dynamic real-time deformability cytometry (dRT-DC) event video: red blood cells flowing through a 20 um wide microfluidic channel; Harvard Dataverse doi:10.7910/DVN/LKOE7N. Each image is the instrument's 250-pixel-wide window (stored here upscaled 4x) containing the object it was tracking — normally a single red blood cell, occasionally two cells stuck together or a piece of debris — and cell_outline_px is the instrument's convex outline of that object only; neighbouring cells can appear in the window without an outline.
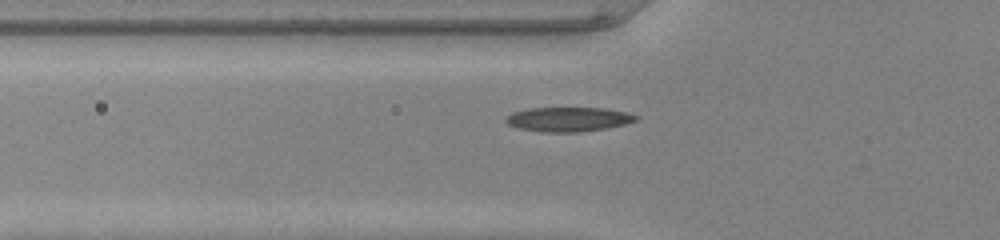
{"species": "common noctule bat (a hibernating species)", "species_latin": "Nyctalus noctula", "temperature_condition": "warm", "stored_images_in_passage": 37, "camera_frame_rate_fps": 3000, "um_per_image_px": 0.085, "animal": {"sex": "male", "body_mass_g": 20.0, "forearm_length_mm": 53.3}, "frame": {"image": 1, "passage_image": 4, "time_ms": 1.0, "image_size_px": [1000, 240], "cell_outline_px": [[640, 120], [608, 128], [580, 132], [540, 132], [516, 128], [508, 124], [504, 120], [504, 116], [512, 112], [528, 108], [604, 108], [628, 112], [640, 116]], "centroid_in_image_um": [48.31, 10.14], "position_along_channel_um": 77.5, "area_um2": 18.9}}
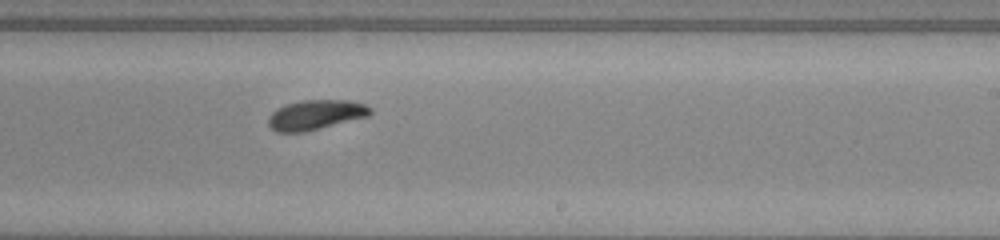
{"frame": {"image": 2, "passage_image": 18, "time_ms": 5.667, "image_size_px": [1000, 240], "cell_outline_px": [[372, 112], [368, 116], [304, 132], [276, 132], [268, 124], [268, 116], [276, 108], [300, 100], [348, 100], [364, 104], [372, 108]], "centroid_in_image_um": [26.81, 9.75], "position_along_channel_um": 262.2, "area_um2": 17.63}}
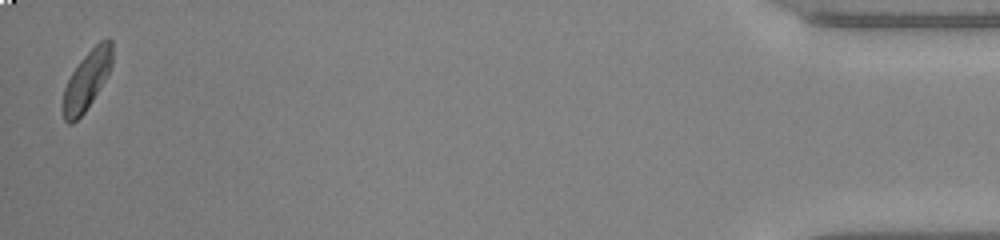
{"frame": {"image": 3, "passage_image": 37, "time_ms": 12.0, "image_size_px": [1000, 240], "cell_outline_px": [[112, 64], [104, 80], [92, 100], [84, 112], [72, 124], [68, 124], [64, 120], [64, 88], [72, 72], [80, 60], [100, 40], [108, 36], [112, 40]], "centroid_in_image_um": [7.4, 6.77], "position_along_channel_um": 427.8, "area_um2": 16.47}, "authors_computed_cell_mechanics": {"area_um2": 17.629, "velocity_mm_per_s": 3.9596, "shape_relaxation_time_tau1_ms": 2.5267, "shape_relaxation_time_tau2_ms": null, "deformation_change_tau1": 0.1354, "deformation_change_tau2": null}}